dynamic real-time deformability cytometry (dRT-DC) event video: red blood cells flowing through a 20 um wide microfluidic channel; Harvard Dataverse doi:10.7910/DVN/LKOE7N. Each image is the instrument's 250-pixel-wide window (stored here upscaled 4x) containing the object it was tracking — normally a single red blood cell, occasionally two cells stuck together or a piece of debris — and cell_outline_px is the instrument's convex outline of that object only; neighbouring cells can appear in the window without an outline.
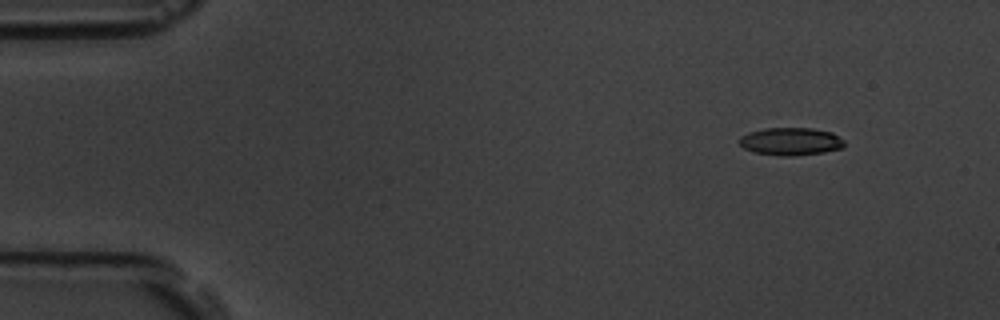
{"species": "common noctule bat (a hibernating species)", "species_latin": "Nyctalus noctula", "temperature_condition": "room temperature", "stored_images_in_passage": 7, "camera_frame_rate_fps": 3000, "um_per_image_px": 0.085, "animal": {"sex": "male", "body_mass_g": 19.5, "forearm_length_mm": 54.6}, "frame": {"image": 1, "passage_image": 1, "time_ms": 0.0, "image_size_px": [1000, 320], "cell_outline_px": [[844, 148], [824, 152], [792, 156], [780, 156], [752, 152], [744, 148], [740, 144], [740, 136], [748, 132], [764, 128], [812, 128], [832, 132], [844, 140]], "centroid_in_image_um": [67.21, 12.02], "position_along_channel_um": 17.8, "area_um2": 17.11}}
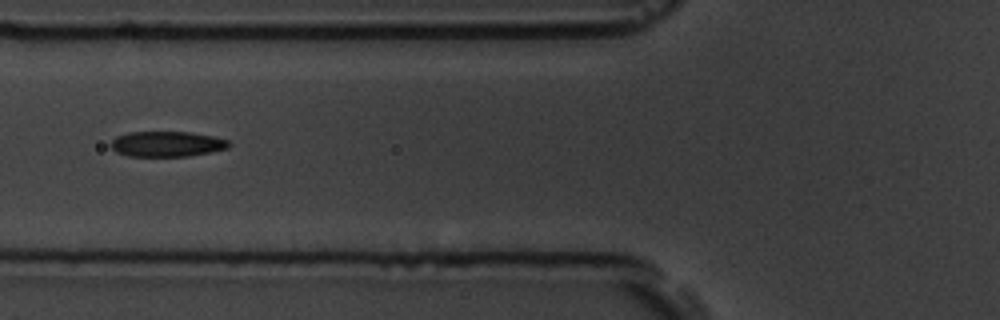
{"frame": {"image": 2, "passage_image": 5, "time_ms": 5.333, "image_size_px": [1000, 320], "cell_outline_px": [[232, 144], [228, 148], [212, 152], [188, 156], [128, 156], [116, 152], [108, 144], [116, 136], [128, 132], [192, 132], [212, 136], [228, 140]], "centroid_in_image_um": [14.18, 12.24], "position_along_channel_um": 111.6, "area_um2": 17.63}}
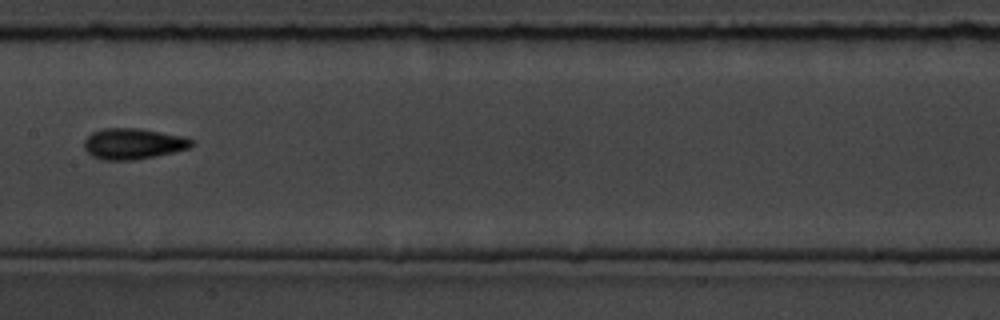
{"frame": {"image": 3, "passage_image": 7, "time_ms": 7.667, "image_size_px": [1000, 320], "cell_outline_px": [[196, 144], [192, 148], [156, 156], [132, 160], [104, 160], [92, 156], [84, 148], [84, 140], [92, 132], [104, 128], [140, 128], [184, 136], [196, 140]], "centroid_in_image_um": [11.39, 12.21], "position_along_channel_um": 196.0, "area_um2": 19.65}}